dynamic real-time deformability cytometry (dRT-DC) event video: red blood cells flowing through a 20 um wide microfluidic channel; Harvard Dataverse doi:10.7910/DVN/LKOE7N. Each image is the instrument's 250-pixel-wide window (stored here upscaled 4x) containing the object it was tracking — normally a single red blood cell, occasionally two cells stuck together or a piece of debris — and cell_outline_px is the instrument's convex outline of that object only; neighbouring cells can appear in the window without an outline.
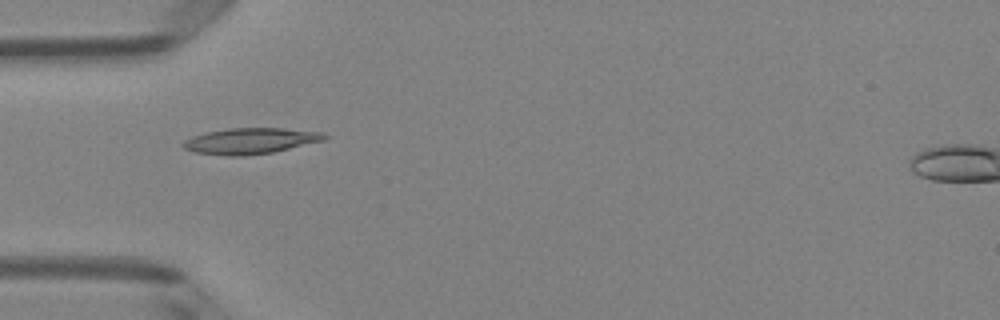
{"species": "Egyptian fruit bat (a non-hibernating species)", "species_latin": "Rousettus aegyptiacus", "temperature_condition": "room temperature", "stored_images_in_passage": 4, "camera_frame_rate_fps": 3000, "um_per_image_px": 0.085, "animal": {"sex": "female"}, "frame": {"image": 1, "passage_image": 3, "time_ms": 0.667, "image_size_px": [1000, 320], "cell_outline_px": [[328, 136], [324, 140], [272, 152], [244, 156], [228, 156], [196, 152], [184, 148], [180, 144], [184, 140], [192, 136], [204, 132], [228, 128], [284, 128], [324, 132]], "centroid_in_image_um": [21.26, 11.97], "position_along_channel_um": 63.7, "area_um2": 21.39}}
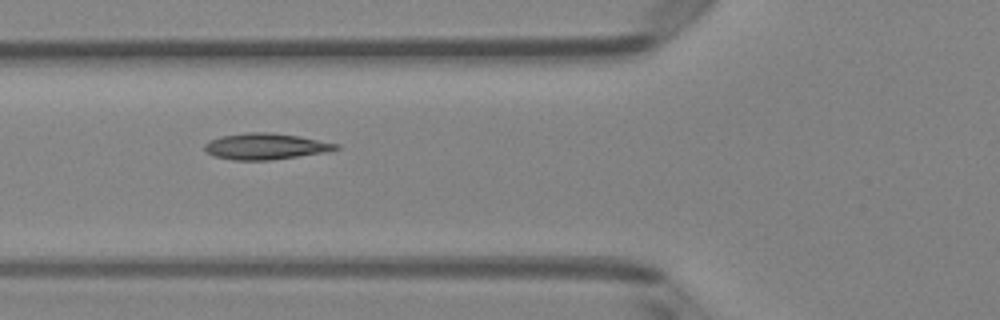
{"frame": {"image": 2, "passage_image": 4, "time_ms": 1.0, "image_size_px": [1000, 320], "cell_outline_px": [[340, 148], [328, 152], [272, 160], [232, 160], [212, 156], [204, 148], [204, 144], [208, 140], [220, 136], [248, 132], [268, 132], [300, 136], [340, 144]], "centroid_in_image_um": [22.58, 12.44], "position_along_channel_um": 103.2, "area_um2": 20.29}}